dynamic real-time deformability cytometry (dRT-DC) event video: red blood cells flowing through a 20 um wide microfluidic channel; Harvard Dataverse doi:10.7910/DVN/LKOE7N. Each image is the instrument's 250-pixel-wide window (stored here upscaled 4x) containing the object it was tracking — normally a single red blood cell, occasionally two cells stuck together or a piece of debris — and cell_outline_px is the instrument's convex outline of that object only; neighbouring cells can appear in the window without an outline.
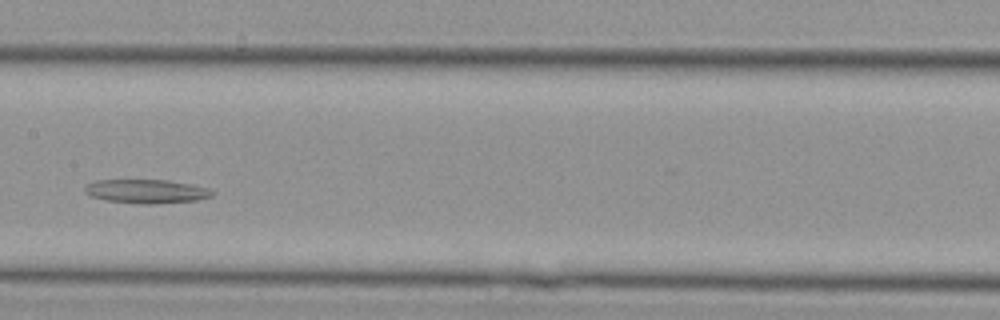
{"species": "Egyptian fruit bat (a non-hibernating species)", "species_latin": "Rousettus aegyptiacus", "temperature_condition": "cold", "stored_images_in_passage": 32, "camera_frame_rate_fps": 3000, "um_per_image_px": 0.085, "animal": {"sex": "female"}, "frame": {"image": 1, "passage_image": 13, "time_ms": 4.0, "image_size_px": [1000, 320], "cell_outline_px": [[216, 192], [212, 196], [196, 200], [156, 204], [140, 204], [108, 200], [92, 196], [84, 192], [84, 188], [88, 184], [96, 180], [168, 180], [208, 188]], "centroid_in_image_um": [12.46, 16.26], "position_along_channel_um": 194.9, "area_um2": 17.57}}
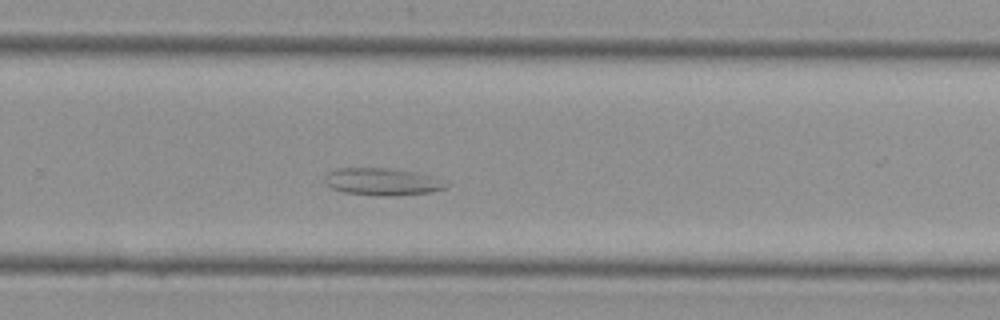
{"frame": {"image": 2, "passage_image": 19, "time_ms": 6.0, "image_size_px": [1000, 320], "cell_outline_px": [[448, 184], [444, 188], [428, 192], [396, 196], [376, 196], [344, 192], [332, 188], [324, 180], [328, 172], [336, 168], [400, 168], [448, 180]], "centroid_in_image_um": [32.54, 15.43], "position_along_channel_um": 297.3, "area_um2": 19.54}}
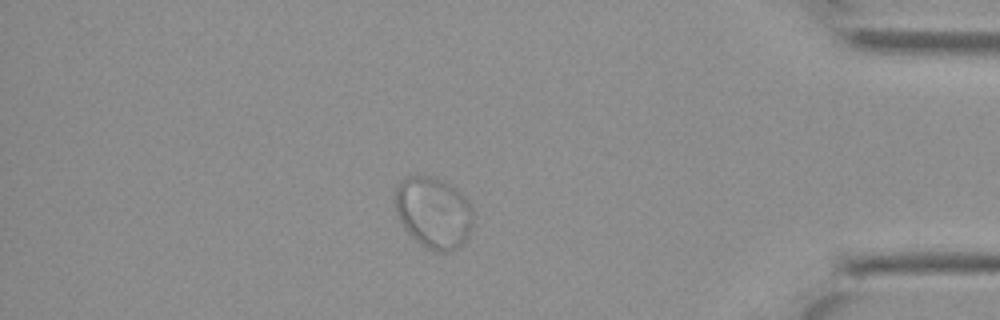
{"frame": {"image": 3, "passage_image": 27, "time_ms": 8.667, "image_size_px": [1000, 320], "cell_outline_px": [[472, 228], [468, 236], [460, 248], [448, 252], [436, 252], [424, 248], [404, 228], [396, 212], [396, 184], [400, 180], [408, 176], [432, 176], [444, 180], [452, 184], [460, 192], [472, 208]], "centroid_in_image_um": [36.86, 18.08], "position_along_channel_um": 398.3, "area_um2": 32.77}}